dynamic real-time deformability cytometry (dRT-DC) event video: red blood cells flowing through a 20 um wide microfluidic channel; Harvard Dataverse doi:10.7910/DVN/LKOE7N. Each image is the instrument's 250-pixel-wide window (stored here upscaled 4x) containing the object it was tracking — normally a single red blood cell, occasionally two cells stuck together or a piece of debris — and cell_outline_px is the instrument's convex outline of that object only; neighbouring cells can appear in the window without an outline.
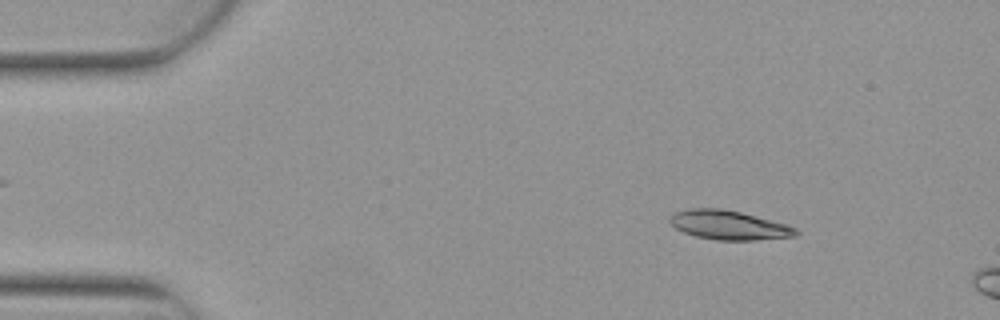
{"species": "Egyptian fruit bat (a non-hibernating species)", "species_latin": "Rousettus aegyptiacus", "temperature_condition": "warm", "stored_images_in_passage": 5, "camera_frame_rate_fps": 3000, "um_per_image_px": 0.085, "animal": {"sex": "female"}, "frame": {"image": 1, "passage_image": 5, "time_ms": 1.333, "image_size_px": [1000, 320], "cell_outline_px": [[800, 232], [796, 236], [752, 240], [716, 240], [696, 236], [684, 232], [676, 228], [668, 220], [668, 216], [672, 212], [688, 208], [720, 208], [740, 212], [784, 224], [796, 228]], "centroid_in_image_um": [61.88, 19.12], "position_along_channel_um": 23.1, "area_um2": 21.33}}